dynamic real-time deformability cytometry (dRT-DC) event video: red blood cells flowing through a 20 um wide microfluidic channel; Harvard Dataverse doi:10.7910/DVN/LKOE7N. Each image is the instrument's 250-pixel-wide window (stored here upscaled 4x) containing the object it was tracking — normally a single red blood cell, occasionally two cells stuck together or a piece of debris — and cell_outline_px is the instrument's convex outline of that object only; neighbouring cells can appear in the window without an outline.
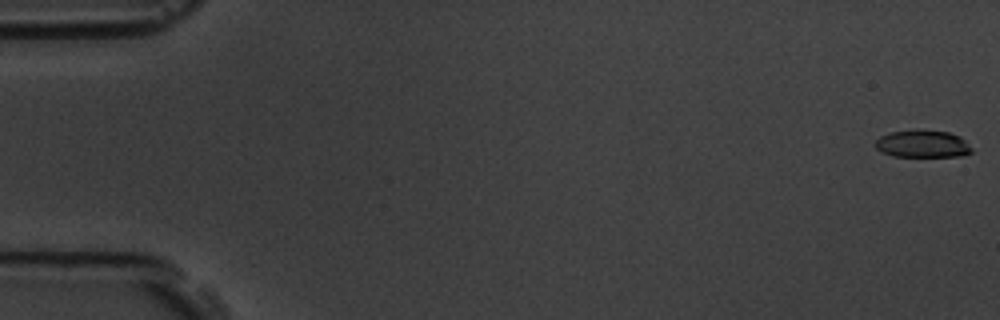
{"species": "common noctule bat (a hibernating species)", "species_latin": "Nyctalus noctula", "temperature_condition": "room temperature", "stored_images_in_passage": 57, "camera_frame_rate_fps": 3000, "um_per_image_px": 0.085, "animal": {"sex": "male", "body_mass_g": 19.5, "forearm_length_mm": 54.6}, "frame": {"image": 1, "passage_image": 1, "time_ms": 0.0, "image_size_px": [1000, 320], "cell_outline_px": [[972, 152], [964, 156], [892, 156], [880, 152], [876, 148], [876, 140], [880, 136], [892, 132], [912, 128], [948, 132], [960, 136], [972, 148]], "centroid_in_image_um": [78.41, 12.21], "position_along_channel_um": 6.6, "area_um2": 15.61}}
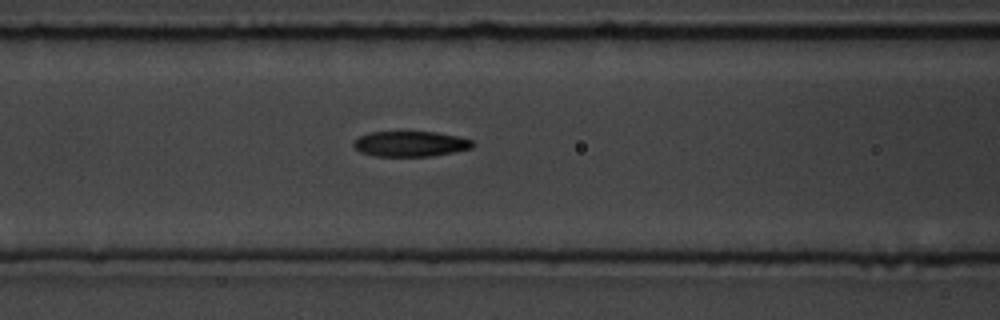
{"frame": {"image": 2, "passage_image": 24, "time_ms": 7.667, "image_size_px": [1000, 320], "cell_outline_px": [[476, 144], [472, 148], [432, 156], [376, 156], [360, 152], [352, 144], [360, 136], [368, 132], [436, 132], [456, 136], [472, 140]], "centroid_in_image_um": [34.9, 12.23], "position_along_channel_um": 131.7, "area_um2": 17.51}}
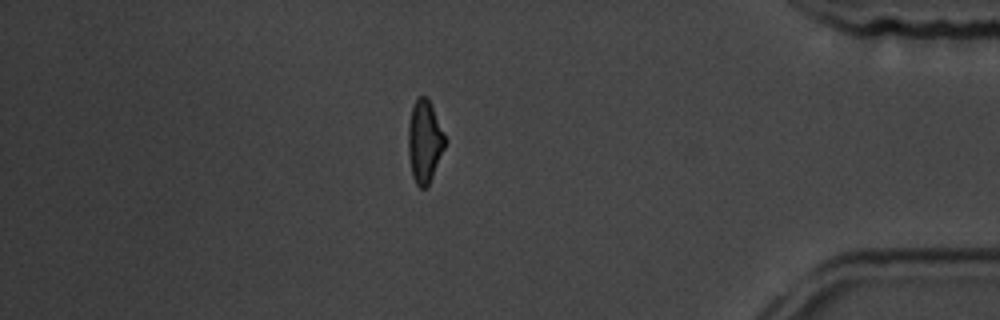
{"frame": {"image": 3, "passage_image": 49, "time_ms": 16.0, "image_size_px": [1000, 320], "cell_outline_px": [[448, 140], [432, 176], [428, 184], [424, 188], [420, 188], [416, 184], [412, 176], [408, 156], [408, 124], [412, 104], [416, 96], [428, 96], [432, 104]], "centroid_in_image_um": [36.09, 11.95], "position_along_channel_um": 399.1, "area_um2": 18.15}, "authors_computed_cell_mechanics": {"area_um2": 17.8602, "velocity_mm_per_s": 3.6455, "shape_relaxation_time_tau1_ms": 3.7971, "shape_relaxation_time_tau2_ms": 2.7075, "deformation_change_tau1": 0.1518, "deformation_change_tau2": 0.1068}}